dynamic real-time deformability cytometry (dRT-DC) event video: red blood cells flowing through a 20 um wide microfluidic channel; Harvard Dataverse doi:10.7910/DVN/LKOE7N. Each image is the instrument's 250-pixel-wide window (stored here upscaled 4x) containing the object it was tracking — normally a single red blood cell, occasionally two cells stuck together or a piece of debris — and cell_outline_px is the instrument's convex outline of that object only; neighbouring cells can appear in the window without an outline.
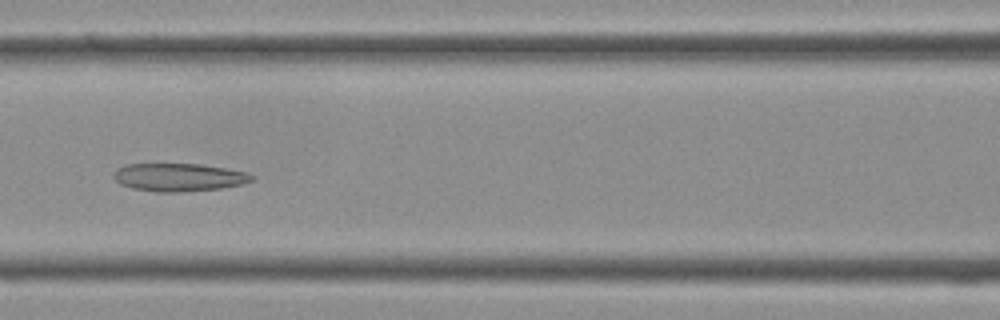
{"species": "Egyptian fruit bat (a non-hibernating species)", "species_latin": "Rousettus aegyptiacus", "temperature_condition": "cold", "stored_images_in_passage": 38, "camera_frame_rate_fps": 3000, "um_per_image_px": 0.085, "frame": {"image": 1, "passage_image": 16, "time_ms": 5.0, "image_size_px": [1000, 320], "cell_outline_px": [[256, 176], [252, 180], [240, 184], [220, 188], [184, 192], [156, 192], [132, 188], [120, 184], [112, 176], [112, 172], [116, 168], [124, 164], [200, 164], [248, 172]], "centroid_in_image_um": [15.16, 15.06], "position_along_channel_um": 151.4, "area_um2": 22.66}}
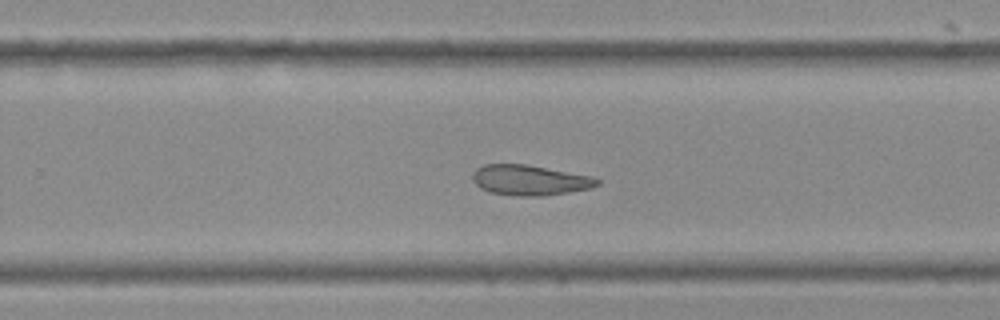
{"frame": {"image": 2, "passage_image": 24, "time_ms": 7.667, "image_size_px": [1000, 320], "cell_outline_px": [[600, 184], [592, 188], [568, 192], [540, 196], [516, 196], [492, 192], [480, 188], [472, 180], [472, 172], [476, 168], [484, 164], [528, 164], [592, 176], [600, 180]], "centroid_in_image_um": [45.03, 15.3], "position_along_channel_um": 284.8, "area_um2": 22.14}}
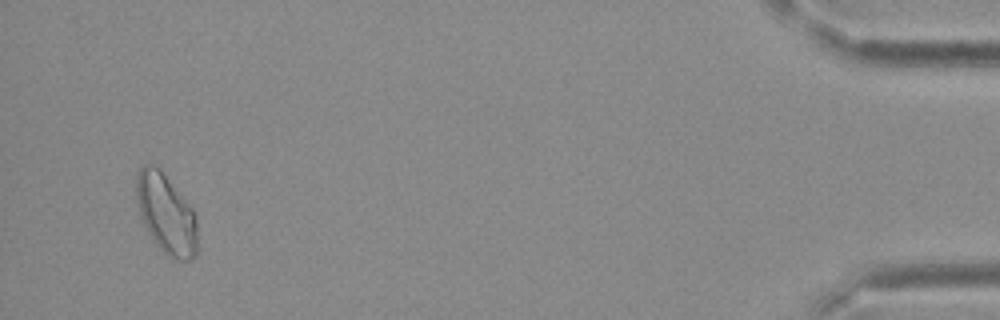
{"frame": {"image": 3, "passage_image": 37, "time_ms": 12.0, "image_size_px": [1000, 320], "cell_outline_px": [[196, 256], [192, 260], [172, 260], [156, 244], [148, 232], [140, 216], [136, 196], [136, 176], [140, 168], [144, 164], [152, 164], [160, 168], [192, 208], [196, 216]], "centroid_in_image_um": [14.11, 18.18], "position_along_channel_um": 421.1, "area_um2": 28.38}}